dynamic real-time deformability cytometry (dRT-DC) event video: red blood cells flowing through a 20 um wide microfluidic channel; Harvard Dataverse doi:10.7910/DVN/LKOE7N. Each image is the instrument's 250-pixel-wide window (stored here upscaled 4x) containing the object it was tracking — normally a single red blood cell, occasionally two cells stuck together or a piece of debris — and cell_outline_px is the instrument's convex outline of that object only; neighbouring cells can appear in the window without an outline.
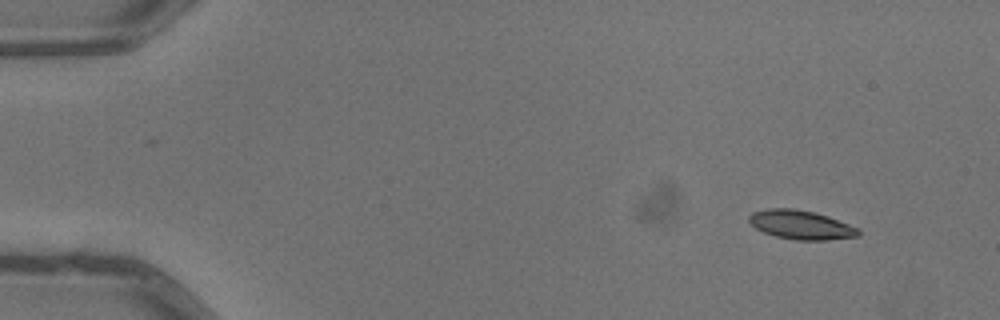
{"species": "common noctule bat (a hibernating species)", "species_latin": "Nyctalus noctula", "temperature_condition": "warm", "stored_images_in_passage": 4, "camera_frame_rate_fps": 3000, "um_per_image_px": 0.085, "animal": {"sex": "male", "body_mass_g": 13.3}, "frame": {"image": 1, "passage_image": 1, "time_ms": 0.0, "image_size_px": [1000, 320], "cell_outline_px": [[860, 236], [828, 240], [796, 240], [776, 236], [764, 232], [756, 228], [748, 220], [748, 216], [752, 212], [768, 208], [792, 208], [816, 212], [828, 216], [860, 228]], "centroid_in_image_um": [68.11, 19.1], "position_along_channel_um": 16.9, "area_um2": 18.61}}
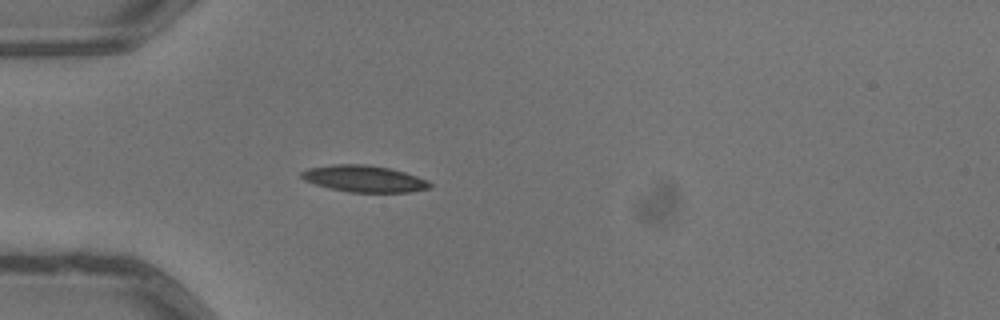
{"frame": {"image": 2, "passage_image": 4, "time_ms": 1.0, "image_size_px": [1000, 320], "cell_outline_px": [[432, 188], [412, 192], [348, 192], [328, 188], [304, 180], [300, 176], [300, 172], [308, 168], [332, 164], [364, 164], [388, 168], [404, 172], [428, 180], [432, 184]], "centroid_in_image_um": [30.95, 15.2], "position_along_channel_um": 54.0, "area_um2": 20.0}}